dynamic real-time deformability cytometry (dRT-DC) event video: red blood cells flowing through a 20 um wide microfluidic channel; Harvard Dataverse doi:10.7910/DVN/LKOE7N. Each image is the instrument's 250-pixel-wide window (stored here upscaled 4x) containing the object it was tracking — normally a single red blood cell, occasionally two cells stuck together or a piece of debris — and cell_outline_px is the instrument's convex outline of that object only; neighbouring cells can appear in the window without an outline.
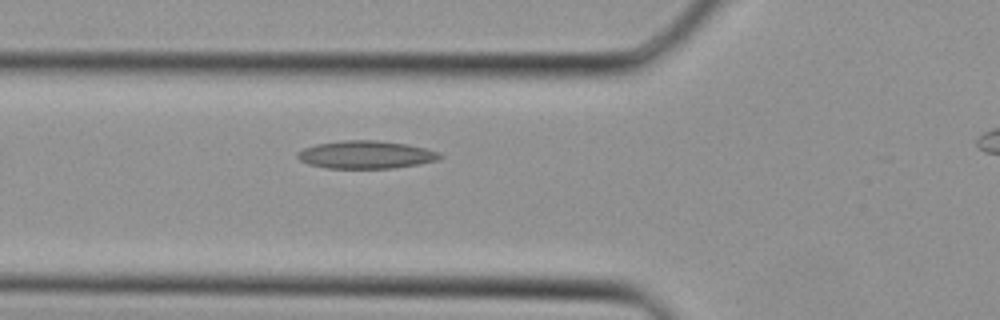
{"species": "Egyptian fruit bat (a non-hibernating species)", "species_latin": "Rousettus aegyptiacus", "temperature_condition": "cold", "stored_images_in_passage": 16, "camera_frame_rate_fps": 3000, "um_per_image_px": 0.085, "animal": {"sex": "female"}, "frame": {"image": 1, "passage_image": 11, "time_ms": 3.333, "image_size_px": [1000, 320], "cell_outline_px": [[444, 156], [440, 160], [420, 164], [392, 168], [328, 168], [308, 164], [300, 160], [296, 156], [296, 152], [304, 148], [316, 144], [344, 140], [376, 140], [408, 144], [428, 148], [440, 152]], "centroid_in_image_um": [31.16, 13.14], "position_along_channel_um": 94.6, "area_um2": 23.35}}
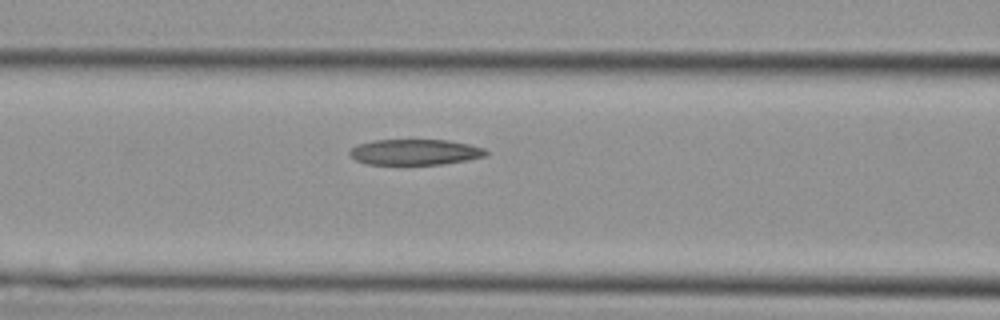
{"frame": {"image": 2, "passage_image": 13, "time_ms": 4.0, "image_size_px": [1000, 320], "cell_outline_px": [[488, 156], [468, 160], [444, 164], [364, 164], [356, 160], [348, 152], [352, 148], [360, 144], [372, 140], [448, 140], [468, 144], [484, 148], [488, 152]], "centroid_in_image_um": [35.31, 12.93], "position_along_channel_um": 131.3, "area_um2": 20.4}}
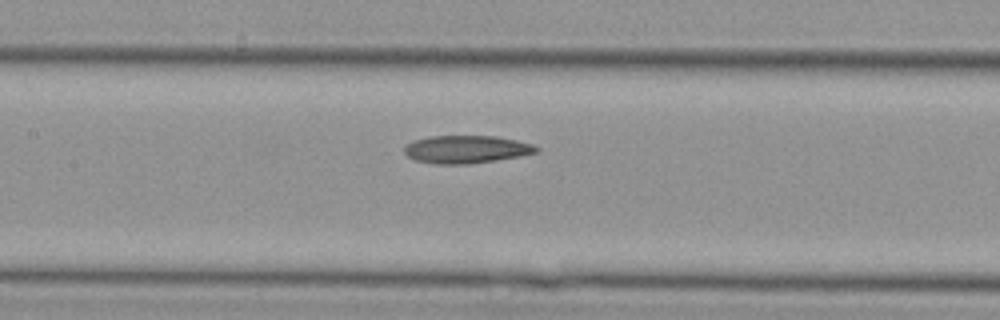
{"frame": {"image": 3, "passage_image": 15, "time_ms": 4.667, "image_size_px": [1000, 320], "cell_outline_px": [[540, 152], [520, 156], [496, 160], [468, 164], [436, 164], [416, 160], [408, 156], [404, 152], [404, 148], [408, 144], [416, 140], [432, 136], [496, 136], [516, 140], [532, 144], [540, 148]], "centroid_in_image_um": [39.69, 12.7], "position_along_channel_um": 167.7, "area_um2": 21.27}}